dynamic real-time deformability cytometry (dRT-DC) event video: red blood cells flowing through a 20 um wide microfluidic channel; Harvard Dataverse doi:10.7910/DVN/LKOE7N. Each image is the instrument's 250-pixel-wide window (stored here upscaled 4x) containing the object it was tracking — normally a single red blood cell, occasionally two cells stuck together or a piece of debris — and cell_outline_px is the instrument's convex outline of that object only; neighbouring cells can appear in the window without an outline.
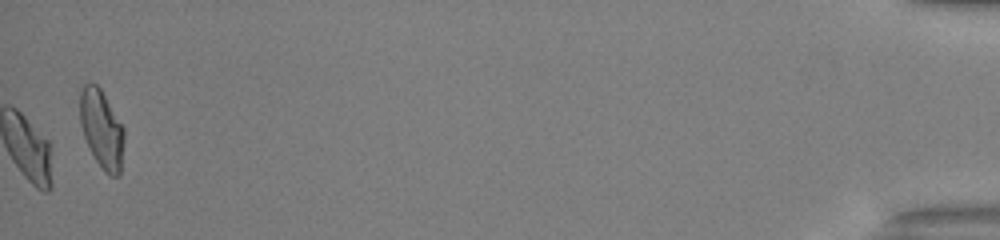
{"species": "common noctule bat (a hibernating species)", "species_latin": "Nyctalus noctula", "temperature_condition": "warm", "stored_images_in_passage": 42, "camera_frame_rate_fps": 3000, "um_per_image_px": 0.085, "animal": {"sex": "male", "body_mass_g": 13.0, "forearm_length_mm": 53.1}, "frame": {"image": 1, "passage_image": 42, "time_ms": 13.667, "image_size_px": [1000, 240], "cell_outline_px": [[124, 140], [120, 176], [108, 176], [104, 172], [96, 160], [84, 136], [80, 124], [80, 92], [84, 84], [96, 84], [100, 88], [124, 128]], "centroid_in_image_um": [8.65, 11.0], "position_along_channel_um": 426.5, "area_um2": 20.0}, "authors_computed_cell_mechanics": {"area_um2": 19.8832, "velocity_mm_per_s": 4.0896, "shape_relaxation_time_tau1_ms": 3.2653, "shape_relaxation_time_tau2_ms": 1.6775, "deformation_change_tau1": 0.1446, "deformation_change_tau2": 0.0623}}